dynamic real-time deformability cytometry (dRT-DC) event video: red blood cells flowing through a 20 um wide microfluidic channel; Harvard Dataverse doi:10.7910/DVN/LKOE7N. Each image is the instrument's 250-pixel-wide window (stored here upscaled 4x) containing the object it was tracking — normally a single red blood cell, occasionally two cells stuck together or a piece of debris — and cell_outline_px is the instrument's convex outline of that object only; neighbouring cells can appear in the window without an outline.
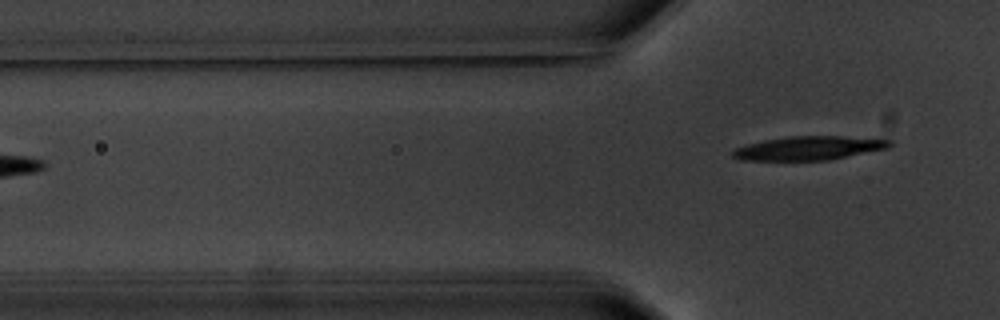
{"species": "common noctule bat (a hibernating species)", "species_latin": "Nyctalus noctula", "temperature_condition": "warm", "stored_images_in_passage": 7, "segment_of_instrument_passage": [2, 2], "camera_frame_rate_fps": 3000, "um_per_image_px": 0.085, "animal": {"sex": "male", "body_mass_g": 20.1, "forearm_length_mm": 53.5}, "frame": {"image": 1, "passage_image": 7, "time_ms": 8.0, "image_size_px": [1000, 320], "cell_outline_px": [[892, 144], [888, 148], [828, 160], [740, 160], [732, 156], [728, 152], [736, 148], [748, 144], [764, 140], [788, 136], [840, 136], [892, 140]], "centroid_in_image_um": [68.71, 12.59], "position_along_channel_um": 57.1, "area_um2": 21.68}}